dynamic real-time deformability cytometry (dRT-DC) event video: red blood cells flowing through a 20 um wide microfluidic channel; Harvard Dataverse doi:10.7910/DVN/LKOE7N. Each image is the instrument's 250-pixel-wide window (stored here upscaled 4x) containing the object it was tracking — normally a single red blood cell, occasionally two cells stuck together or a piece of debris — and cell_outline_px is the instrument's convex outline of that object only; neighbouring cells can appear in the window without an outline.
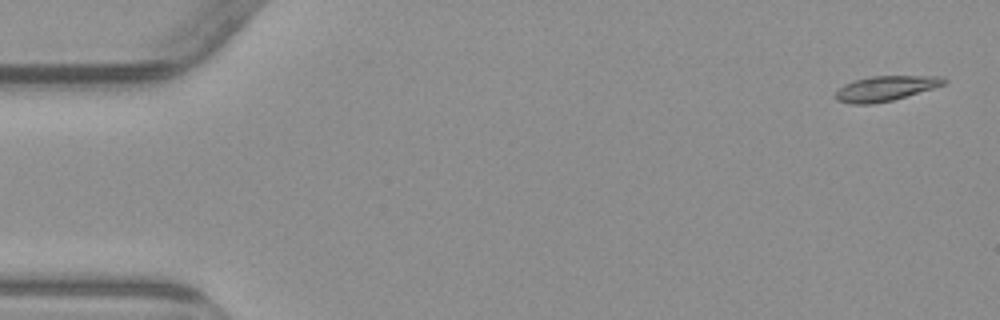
{"species": "common noctule bat (a hibernating species)", "species_latin": "Nyctalus noctula", "temperature_condition": "warm", "stored_images_in_passage": 3, "camera_frame_rate_fps": 3000, "um_per_image_px": 0.085, "animal": {"sex": "male", "body_mass_g": 23.1, "forearm_length_mm": 52.7}, "frame": {"image": 1, "passage_image": 1, "time_ms": 0.0, "image_size_px": [1000, 320], "cell_outline_px": [[948, 80], [944, 84], [932, 88], [892, 100], [872, 104], [852, 104], [836, 100], [832, 96], [844, 84], [856, 80], [872, 76], [944, 76]], "centroid_in_image_um": [75.24, 7.51], "position_along_channel_um": 9.8, "area_um2": 15.66}}